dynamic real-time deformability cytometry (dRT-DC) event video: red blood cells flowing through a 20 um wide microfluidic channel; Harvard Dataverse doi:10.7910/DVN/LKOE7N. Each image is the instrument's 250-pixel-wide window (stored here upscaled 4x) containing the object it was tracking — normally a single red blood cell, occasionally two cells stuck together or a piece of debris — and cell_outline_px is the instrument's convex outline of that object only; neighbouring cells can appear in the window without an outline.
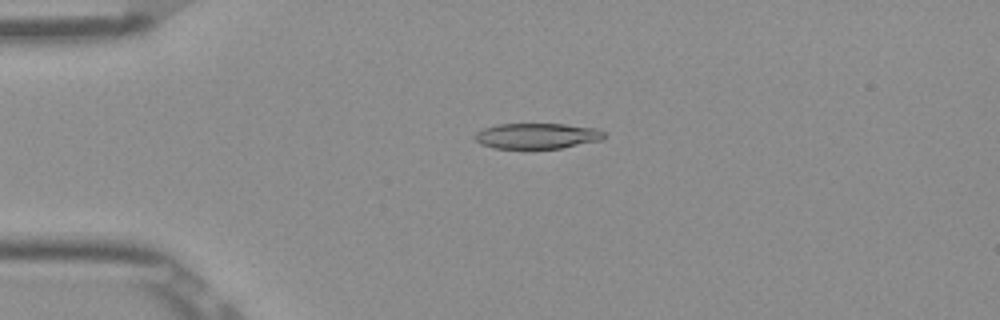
{"species": "Egyptian fruit bat (a non-hibernating species)", "species_latin": "Rousettus aegyptiacus", "temperature_condition": "room temperature", "stored_images_in_passage": 38, "camera_frame_rate_fps": 3000, "um_per_image_px": 0.085, "frame": {"image": 1, "passage_image": 4, "time_ms": 1.0, "image_size_px": [1000, 320], "cell_outline_px": [[604, 136], [600, 140], [560, 148], [492, 148], [480, 144], [472, 136], [476, 132], [484, 128], [496, 124], [564, 124], [596, 128], [604, 132]], "centroid_in_image_um": [45.59, 11.55], "position_along_channel_um": 39.4, "area_um2": 19.19}}
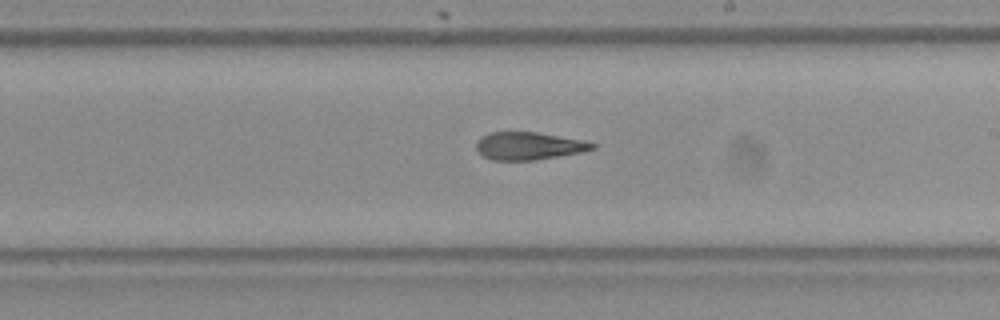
{"frame": {"image": 2, "passage_image": 22, "time_ms": 7.0, "image_size_px": [1000, 320], "cell_outline_px": [[596, 148], [580, 152], [536, 160], [492, 160], [484, 156], [476, 148], [476, 140], [480, 136], [488, 132], [536, 132], [584, 140], [596, 144]], "centroid_in_image_um": [44.92, 12.39], "position_along_channel_um": 244.1, "area_um2": 18.73}}
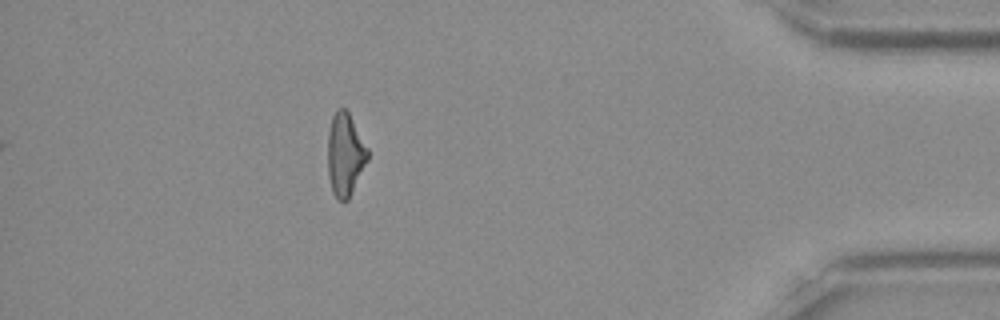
{"frame": {"image": 3, "passage_image": 38, "time_ms": 12.333, "image_size_px": [1000, 320], "cell_outline_px": [[368, 160], [348, 200], [336, 200], [332, 192], [328, 176], [328, 132], [332, 116], [336, 108], [344, 108], [348, 112], [368, 148]], "centroid_in_image_um": [29.32, 13.14], "position_along_channel_um": 405.9, "area_um2": 19.31}, "authors_computed_cell_mechanics": {"area_um2": 19.8254, "velocity_mm_per_s": 3.9167, "shape_relaxation_time_tau1_ms": null, "shape_relaxation_time_tau2_ms": 3.7679, "deformation_change_tau1": null, "deformation_change_tau2": 0.1311}}